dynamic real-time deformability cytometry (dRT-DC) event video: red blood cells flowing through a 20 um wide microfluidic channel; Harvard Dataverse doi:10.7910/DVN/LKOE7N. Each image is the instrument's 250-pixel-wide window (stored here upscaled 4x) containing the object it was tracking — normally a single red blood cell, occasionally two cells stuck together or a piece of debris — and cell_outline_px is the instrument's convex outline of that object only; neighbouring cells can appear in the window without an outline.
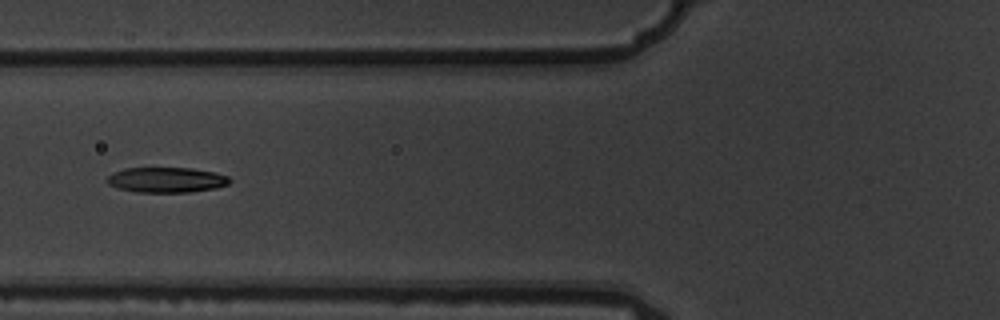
{"species": "common noctule bat (a hibernating species)", "species_latin": "Nyctalus noctula", "temperature_condition": "warm", "stored_images_in_passage": 6, "camera_frame_rate_fps": 3000, "um_per_image_px": 0.085, "animal": {"sex": "male", "body_mass_g": 19.5, "forearm_length_mm": 54.6}, "frame": {"image": 1, "passage_image": 5, "time_ms": 1.333, "image_size_px": [1000, 320], "cell_outline_px": [[232, 180], [228, 184], [216, 188], [188, 192], [136, 192], [116, 188], [108, 184], [108, 176], [124, 168], [192, 168], [212, 172], [228, 176]], "centroid_in_image_um": [14.15, 15.29], "position_along_channel_um": 111.6, "area_um2": 17.92}}
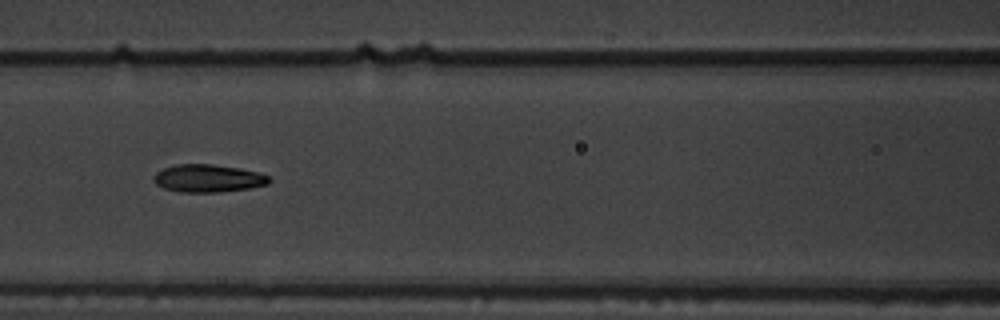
{"frame": {"image": 2, "passage_image": 6, "time_ms": 1.667, "image_size_px": [1000, 320], "cell_outline_px": [[272, 180], [268, 184], [248, 188], [220, 192], [180, 192], [164, 188], [156, 184], [152, 180], [152, 176], [156, 172], [164, 168], [176, 164], [212, 164], [240, 168], [256, 172], [268, 176]], "centroid_in_image_um": [17.65, 15.15], "position_along_channel_um": 149.0, "area_um2": 18.67}}